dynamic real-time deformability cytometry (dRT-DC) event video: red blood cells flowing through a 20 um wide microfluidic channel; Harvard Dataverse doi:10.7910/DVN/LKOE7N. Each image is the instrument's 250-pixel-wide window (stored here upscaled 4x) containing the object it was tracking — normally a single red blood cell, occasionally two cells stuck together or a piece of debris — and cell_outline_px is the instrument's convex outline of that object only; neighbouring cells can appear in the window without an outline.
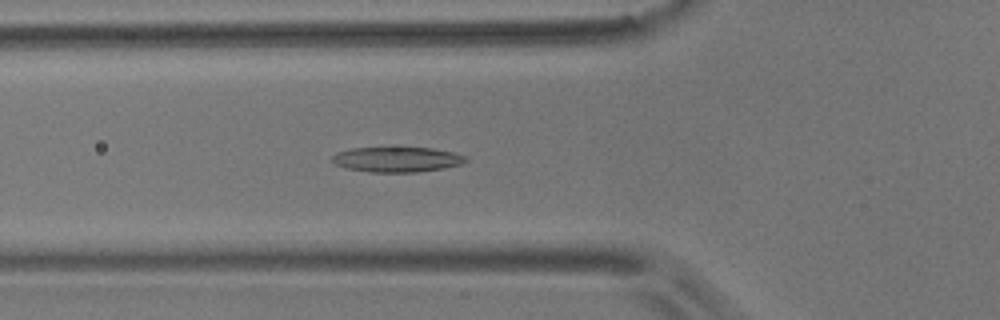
{"species": "common noctule bat (a hibernating species)", "species_latin": "Nyctalus noctula", "temperature_condition": "room temperature", "stored_images_in_passage": 57, "segment_of_instrument_passage": [1, 2], "camera_frame_rate_fps": 3000, "um_per_image_px": 0.085, "animal": {"sex": "male", "body_mass_g": 17.9}, "frame": {"image": 1, "passage_image": 19, "time_ms": 6.0, "image_size_px": [1000, 320], "cell_outline_px": [[468, 160], [460, 164], [444, 168], [416, 172], [372, 172], [348, 168], [336, 164], [332, 160], [332, 156], [336, 152], [352, 148], [432, 148], [452, 152], [468, 156]], "centroid_in_image_um": [33.77, 13.55], "position_along_channel_um": 92.0, "area_um2": 19.36}}
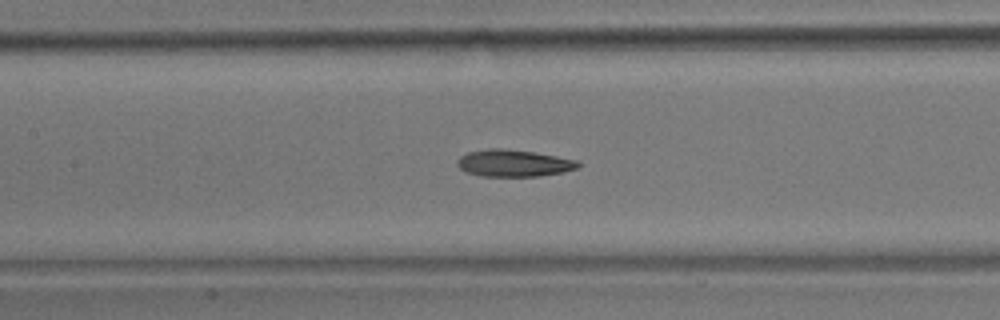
{"frame": {"image": 2, "passage_image": 25, "time_ms": 8.0, "image_size_px": [1000, 320], "cell_outline_px": [[580, 164], [576, 168], [564, 172], [540, 176], [480, 176], [468, 172], [460, 168], [456, 164], [456, 160], [460, 156], [468, 152], [488, 148], [504, 148], [532, 152], [580, 160]], "centroid_in_image_um": [43.66, 13.86], "position_along_channel_um": 163.7, "area_um2": 19.02}}
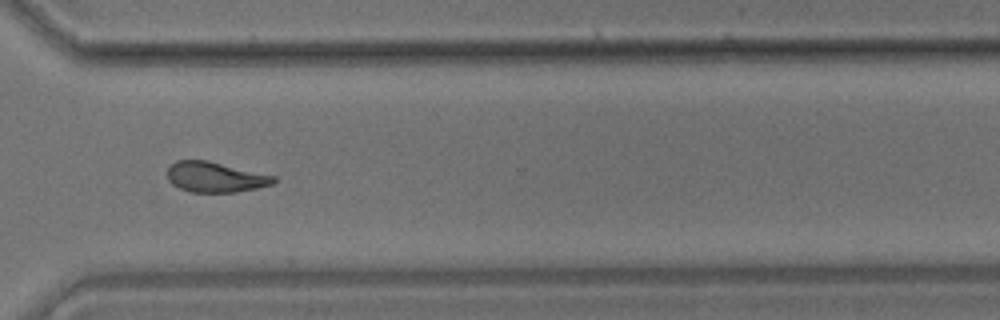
{"frame": {"image": 3, "passage_image": 41, "time_ms": 13.333, "image_size_px": [1000, 320], "cell_outline_px": [[276, 180], [272, 184], [256, 188], [236, 192], [192, 192], [180, 188], [172, 184], [168, 180], [168, 168], [176, 160], [208, 160], [276, 176]], "centroid_in_image_um": [18.3, 15.04], "position_along_channel_um": 352.3, "area_um2": 18.73}}